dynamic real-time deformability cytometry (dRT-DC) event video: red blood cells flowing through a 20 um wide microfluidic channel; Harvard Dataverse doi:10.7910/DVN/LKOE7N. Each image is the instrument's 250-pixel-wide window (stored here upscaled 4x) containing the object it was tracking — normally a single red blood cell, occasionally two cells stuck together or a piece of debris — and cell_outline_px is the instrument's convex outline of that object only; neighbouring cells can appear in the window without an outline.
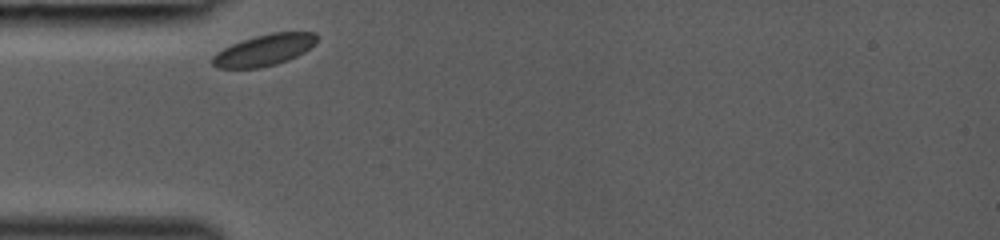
{"species": "common noctule bat (a hibernating species)", "species_latin": "Nyctalus noctula", "temperature_condition": "room temperature", "stored_images_in_passage": 26, "camera_frame_rate_fps": 3000, "um_per_image_px": 0.085, "animal": {"sex": "female", "body_mass_g": 19.0, "forearm_length_mm": 53.3}, "frame": {"image": 1, "passage_image": 1, "time_ms": 0.0, "image_size_px": [1000, 240], "cell_outline_px": [[316, 44], [304, 52], [288, 60], [276, 64], [260, 68], [216, 68], [212, 64], [212, 56], [216, 52], [232, 44], [256, 36], [272, 32], [316, 32]], "centroid_in_image_um": [22.46, 4.26], "position_along_channel_um": 62.5, "area_um2": 19.02}}
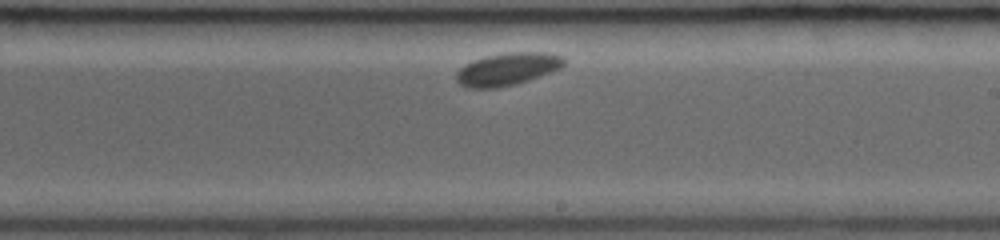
{"frame": {"image": 2, "passage_image": 15, "time_ms": 4.667, "image_size_px": [1000, 240], "cell_outline_px": [[564, 64], [560, 68], [528, 80], [516, 84], [496, 88], [468, 88], [460, 84], [456, 80], [456, 72], [464, 64], [472, 60], [484, 56], [504, 52], [544, 52], [564, 56]], "centroid_in_image_um": [43.09, 5.86], "position_along_channel_um": 245.9, "area_um2": 20.52}}
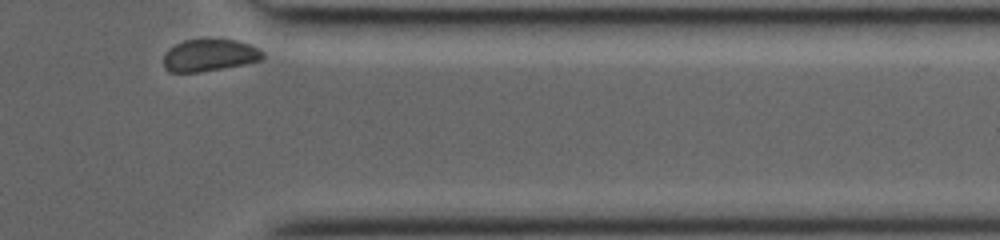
{"frame": {"image": 3, "passage_image": 26, "time_ms": 8.333, "image_size_px": [1000, 240], "cell_outline_px": [[264, 56], [260, 60], [244, 64], [200, 72], [168, 72], [164, 68], [164, 52], [176, 44], [184, 40], [236, 40], [248, 44], [264, 52]], "centroid_in_image_um": [17.77, 4.71], "position_along_channel_um": 393.6, "area_um2": 18.32}}